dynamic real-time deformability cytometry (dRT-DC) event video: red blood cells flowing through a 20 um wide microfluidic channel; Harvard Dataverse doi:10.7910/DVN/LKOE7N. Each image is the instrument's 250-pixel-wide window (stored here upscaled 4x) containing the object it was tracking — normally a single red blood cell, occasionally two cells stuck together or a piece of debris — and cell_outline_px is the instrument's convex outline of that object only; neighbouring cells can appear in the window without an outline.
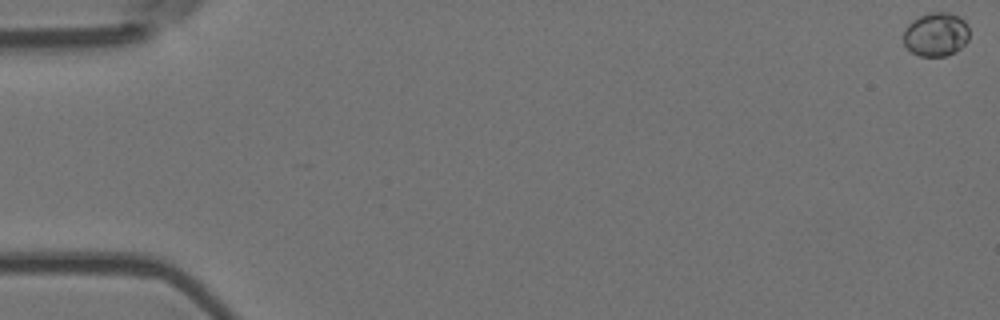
{"species": "Egyptian fruit bat (a non-hibernating species)", "species_latin": "Rousettus aegyptiacus", "temperature_condition": "room temperature", "stored_images_in_passage": 29, "camera_frame_rate_fps": 3000, "um_per_image_px": 0.085, "animal": {"sex": "female"}, "frame": {"image": 1, "passage_image": 1, "time_ms": 0.0, "image_size_px": [1000, 320], "cell_outline_px": [[968, 40], [956, 52], [944, 56], [920, 56], [912, 52], [904, 44], [904, 28], [912, 20], [928, 12], [948, 12], [964, 20], [968, 24]], "centroid_in_image_um": [79.55, 2.92], "position_along_channel_um": 5.4, "area_um2": 16.82}}
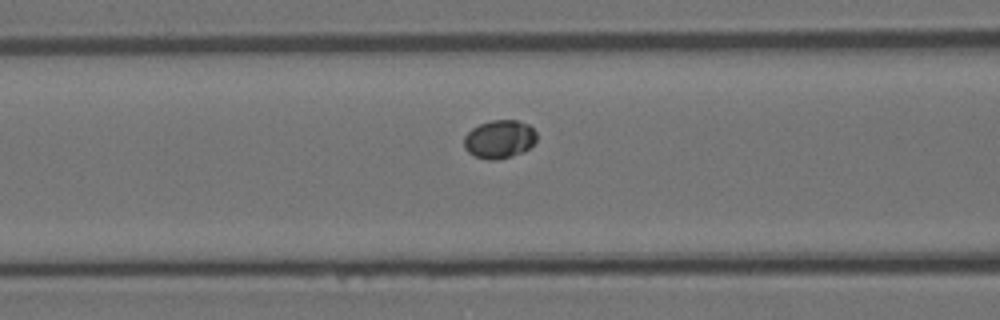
{"frame": {"image": 2, "passage_image": 24, "time_ms": 7.667, "image_size_px": [1000, 320], "cell_outline_px": [[536, 140], [524, 152], [496, 160], [488, 160], [476, 156], [468, 152], [464, 148], [464, 136], [472, 128], [480, 124], [492, 120], [516, 120], [528, 124], [536, 132]], "centroid_in_image_um": [42.44, 11.83], "position_along_channel_um": 124.2, "area_um2": 16.13}}
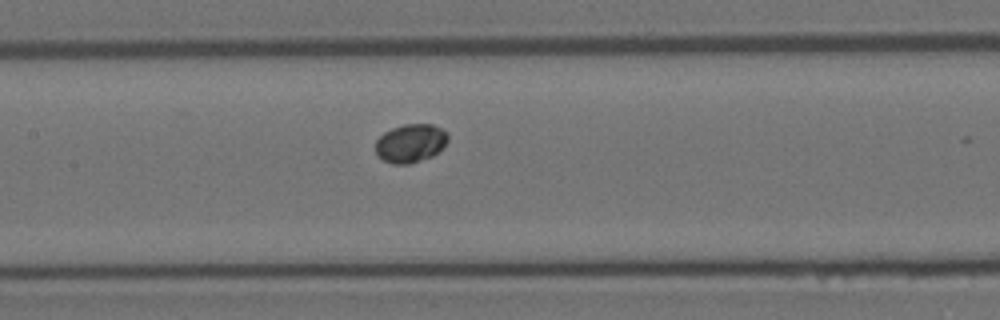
{"frame": {"image": 3, "passage_image": 28, "time_ms": 9.0, "image_size_px": [1000, 320], "cell_outline_px": [[448, 140], [444, 148], [432, 156], [408, 164], [392, 164], [384, 160], [376, 152], [376, 140], [384, 132], [392, 128], [404, 124], [432, 124], [440, 128], [448, 136]], "centroid_in_image_um": [34.9, 12.17], "position_along_channel_um": 172.5, "area_um2": 16.13}}